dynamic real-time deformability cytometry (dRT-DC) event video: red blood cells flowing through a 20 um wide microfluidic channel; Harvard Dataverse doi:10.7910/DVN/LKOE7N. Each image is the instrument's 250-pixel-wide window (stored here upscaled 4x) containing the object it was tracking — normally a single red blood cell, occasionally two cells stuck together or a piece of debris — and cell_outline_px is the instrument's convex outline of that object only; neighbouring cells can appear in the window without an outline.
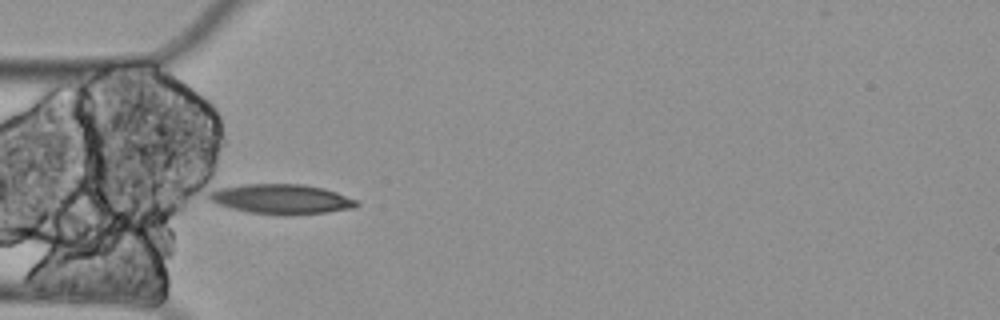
{"species": "Egyptian fruit bat (a non-hibernating species)", "species_latin": "Rousettus aegyptiacus", "temperature_condition": "cold", "stored_images_in_passage": 4, "camera_frame_rate_fps": 3000, "um_per_image_px": 0.085, "animal": {"sex": "female"}, "frame": {"image": 1, "passage_image": 1, "time_ms": 0.0, "image_size_px": [1000, 320], "cell_outline_px": [[360, 204], [352, 208], [328, 212], [284, 216], [252, 212], [232, 208], [216, 204], [208, 200], [208, 192], [220, 188], [244, 184], [300, 184], [324, 188], [336, 192], [356, 200]], "centroid_in_image_um": [23.9, 16.92], "position_along_channel_um": 61.1, "area_um2": 25.61}}
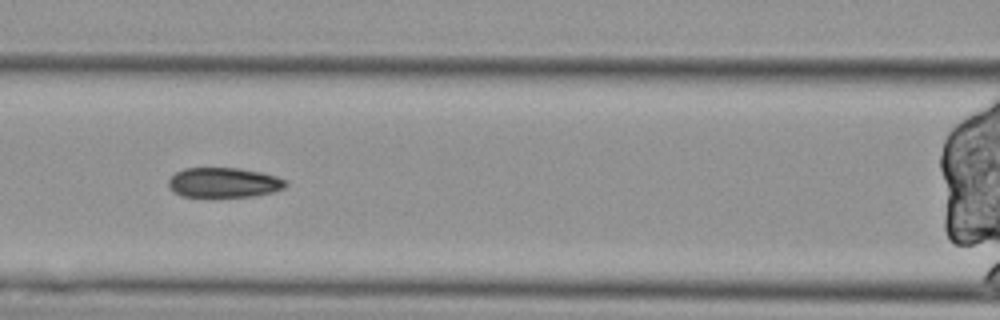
{"frame": {"image": 2, "passage_image": 3, "time_ms": 0.667, "image_size_px": [1000, 320], "cell_outline_px": [[288, 184], [284, 188], [272, 192], [252, 196], [180, 196], [172, 192], [168, 188], [168, 180], [176, 172], [184, 168], [240, 168], [260, 172], [276, 176], [288, 180]], "centroid_in_image_um": [19.01, 15.51], "position_along_channel_um": 147.6, "area_um2": 20.46}}
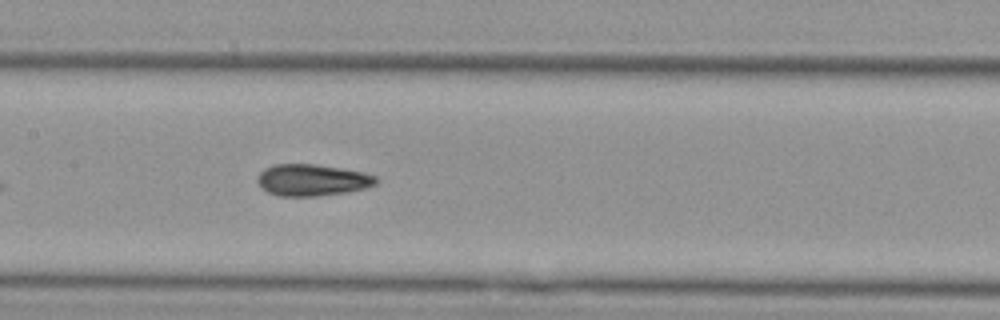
{"frame": {"image": 3, "passage_image": 4, "time_ms": 1.0, "image_size_px": [1000, 320], "cell_outline_px": [[380, 180], [376, 184], [364, 188], [348, 192], [316, 196], [280, 196], [268, 192], [256, 180], [260, 172], [264, 168], [276, 164], [316, 164], [364, 172], [376, 176]], "centroid_in_image_um": [26.56, 15.3], "position_along_channel_um": 180.8, "area_um2": 21.85}}